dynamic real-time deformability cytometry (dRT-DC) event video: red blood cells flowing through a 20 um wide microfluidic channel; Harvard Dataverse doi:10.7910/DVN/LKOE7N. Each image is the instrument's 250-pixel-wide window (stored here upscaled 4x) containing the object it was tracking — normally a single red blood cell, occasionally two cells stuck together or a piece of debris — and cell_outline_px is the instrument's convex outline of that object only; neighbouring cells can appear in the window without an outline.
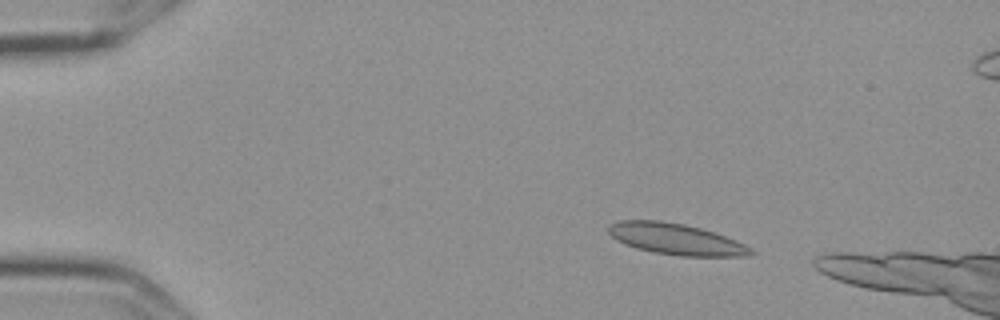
{"species": "Egyptian fruit bat (a non-hibernating species)", "species_latin": "Rousettus aegyptiacus", "temperature_condition": "cold", "stored_images_in_passage": 44, "camera_frame_rate_fps": 3000, "um_per_image_px": 0.085, "frame": {"image": 1, "passage_image": 1, "time_ms": 0.0, "image_size_px": [1000, 320], "cell_outline_px": [[756, 252], [748, 256], [680, 256], [652, 252], [636, 248], [624, 244], [616, 240], [608, 232], [608, 224], [620, 220], [660, 220], [684, 224], [700, 228], [736, 240], [752, 248]], "centroid_in_image_um": [57.43, 20.32], "position_along_channel_um": 27.6, "area_um2": 25.95}}
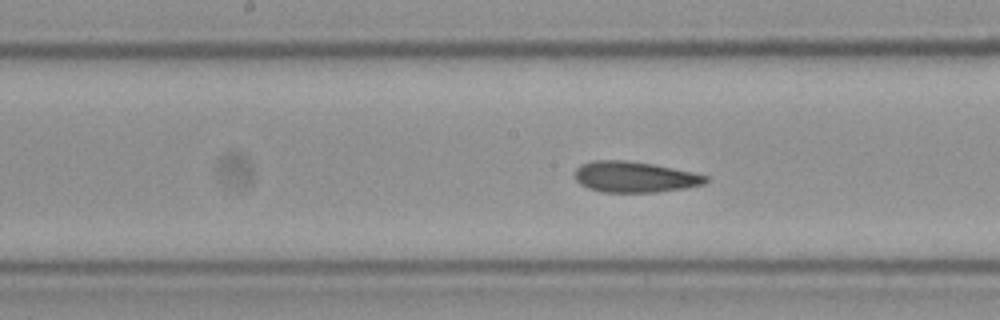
{"frame": {"image": 2, "passage_image": 21, "time_ms": 6.667, "image_size_px": [1000, 320], "cell_outline_px": [[708, 180], [704, 184], [684, 188], [656, 192], [600, 192], [588, 188], [580, 184], [576, 180], [576, 168], [580, 164], [592, 160], [628, 160], [652, 164], [692, 172], [708, 176]], "centroid_in_image_um": [53.91, 15.04], "position_along_channel_um": 194.3, "area_um2": 23.52}}
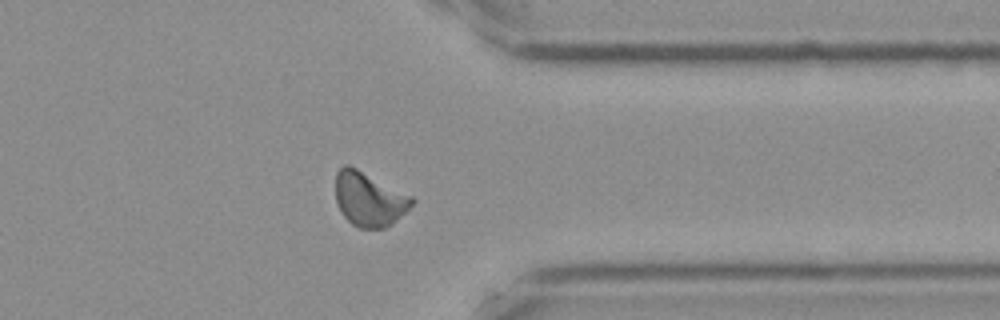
{"frame": {"image": 3, "passage_image": 37, "time_ms": 12.0, "image_size_px": [1000, 320], "cell_outline_px": [[416, 200], [392, 224], [384, 228], [360, 228], [352, 224], [340, 212], [336, 200], [336, 172], [344, 164], [348, 164], [412, 196]], "centroid_in_image_um": [31.35, 16.92], "position_along_channel_um": 380.0, "area_um2": 23.87}, "authors_computed_cell_mechanics": {"area_um2": 23.9581, "velocity_mm_per_s": 3.5805, "shape_relaxation_time_tau1_ms": null, "shape_relaxation_time_tau2_ms": 2.3664, "deformation_change_tau1": null, "deformation_change_tau2": 0.0702}}